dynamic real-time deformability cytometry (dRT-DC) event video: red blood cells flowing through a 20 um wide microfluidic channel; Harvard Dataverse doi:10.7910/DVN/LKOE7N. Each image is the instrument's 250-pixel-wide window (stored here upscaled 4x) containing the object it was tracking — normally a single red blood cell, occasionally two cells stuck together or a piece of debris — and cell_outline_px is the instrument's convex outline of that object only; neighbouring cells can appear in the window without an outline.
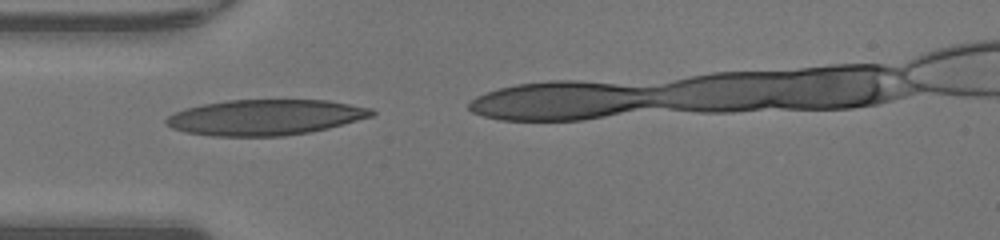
{"species": "human", "species_latin": "Homo sapiens", "temperature_condition": "warm", "stored_images_in_passage": 11, "camera_frame_rate_fps": 3000, "um_per_image_px": 0.085, "donor": {"sex": "male"}, "frame": {"image": 1, "passage_image": 2, "time_ms": 0.333, "image_size_px": [1000, 240], "cell_outline_px": [[376, 112], [372, 116], [328, 128], [312, 132], [284, 136], [212, 136], [184, 132], [172, 128], [164, 120], [168, 116], [184, 108], [204, 104], [228, 100], [328, 100], [372, 108]], "centroid_in_image_um": [22.55, 9.97], "position_along_channel_um": 62.5, "area_um2": 42.66}}
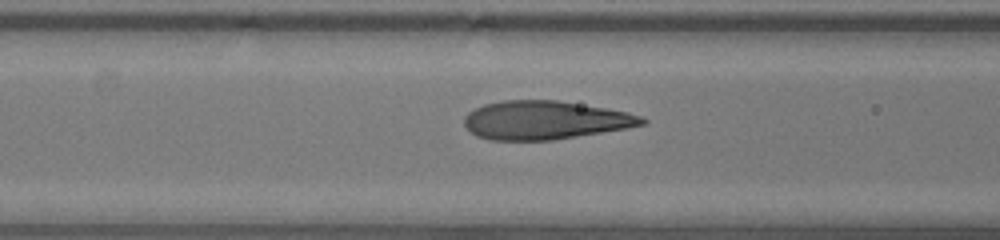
{"frame": {"image": 2, "passage_image": 6, "time_ms": 1.667, "image_size_px": [1000, 240], "cell_outline_px": [[648, 120], [644, 124], [628, 128], [552, 140], [488, 140], [476, 136], [464, 124], [464, 116], [468, 112], [484, 104], [504, 100], [556, 100], [628, 112], [640, 116]], "centroid_in_image_um": [46.3, 10.22], "position_along_channel_um": 120.3, "area_um2": 39.71}}
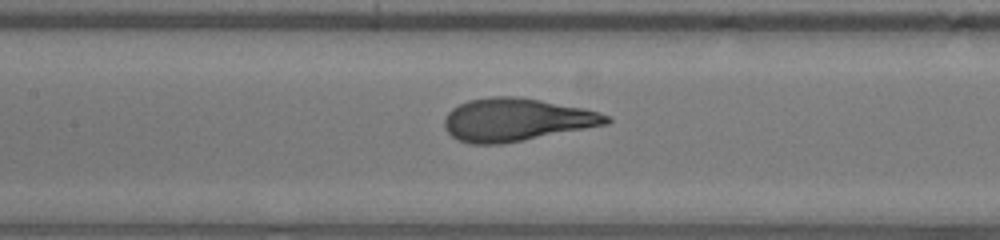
{"frame": {"image": 3, "passage_image": 9, "time_ms": 2.667, "image_size_px": [1000, 240], "cell_outline_px": [[612, 120], [608, 124], [500, 144], [468, 144], [452, 136], [444, 128], [444, 120], [448, 112], [452, 108], [468, 100], [492, 96], [516, 96], [540, 100], [584, 108], [600, 112], [608, 116]], "centroid_in_image_um": [43.87, 10.17], "position_along_channel_um": 163.5, "area_um2": 40.23}}